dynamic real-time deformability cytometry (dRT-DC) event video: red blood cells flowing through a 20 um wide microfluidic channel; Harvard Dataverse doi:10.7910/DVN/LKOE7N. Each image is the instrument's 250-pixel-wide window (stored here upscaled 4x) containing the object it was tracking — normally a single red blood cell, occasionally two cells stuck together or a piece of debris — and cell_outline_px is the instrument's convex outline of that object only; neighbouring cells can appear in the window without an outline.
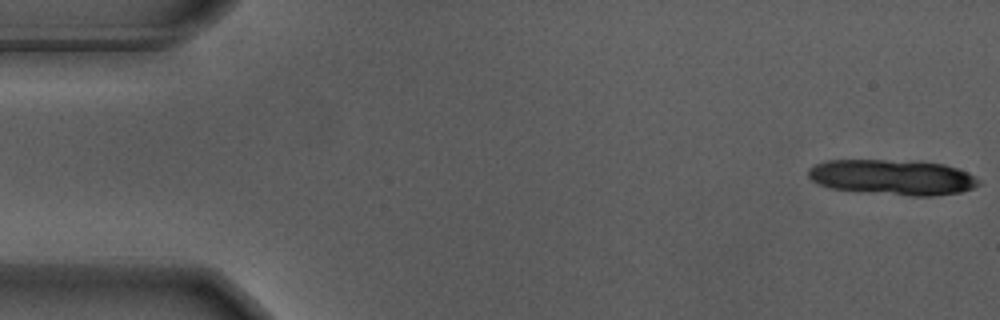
{"species": "Egyptian fruit bat (a non-hibernating species)", "species_latin": "Rousettus aegyptiacus", "temperature_condition": "warm", "stored_images_in_passage": 13, "camera_frame_rate_fps": 3000, "um_per_image_px": 0.085, "animal": {"sex": "male"}, "frame": {"image": 1, "passage_image": 1, "time_ms": 0.0, "image_size_px": [1000, 320], "cell_outline_px": [[980, 184], [972, 188], [960, 192], [932, 196], [912, 196], [860, 192], [832, 188], [820, 184], [812, 180], [808, 176], [808, 168], [816, 164], [828, 160], [920, 160], [944, 164], [968, 172], [980, 180]], "centroid_in_image_um": [75.89, 15.06], "position_along_channel_um": 9.1, "area_um2": 35.43}}